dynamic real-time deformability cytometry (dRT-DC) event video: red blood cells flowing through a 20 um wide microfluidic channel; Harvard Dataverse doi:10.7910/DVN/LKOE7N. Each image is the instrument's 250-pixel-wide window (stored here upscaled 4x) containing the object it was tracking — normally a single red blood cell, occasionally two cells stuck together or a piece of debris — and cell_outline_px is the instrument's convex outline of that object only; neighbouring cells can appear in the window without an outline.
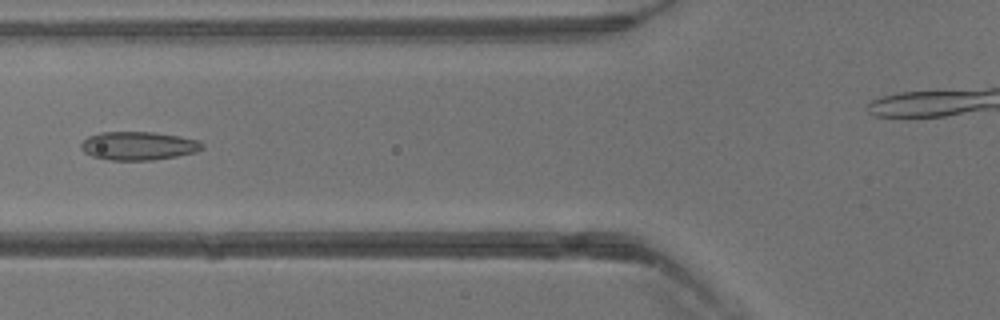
{"species": "common noctule bat (a hibernating species)", "species_latin": "Nyctalus noctula", "temperature_condition": "warm", "stored_images_in_passage": 39, "camera_frame_rate_fps": 3000, "um_per_image_px": 0.085, "animal": {"sex": "male", "body_mass_g": 13.3}, "frame": {"image": 1, "passage_image": 14, "time_ms": 4.333, "image_size_px": [1000, 320], "cell_outline_px": [[204, 148], [196, 152], [176, 156], [152, 160], [112, 160], [92, 156], [84, 152], [80, 148], [80, 144], [88, 136], [100, 132], [152, 132], [200, 140], [204, 144]], "centroid_in_image_um": [11.76, 12.39], "position_along_channel_um": 114.0, "area_um2": 20.06}}
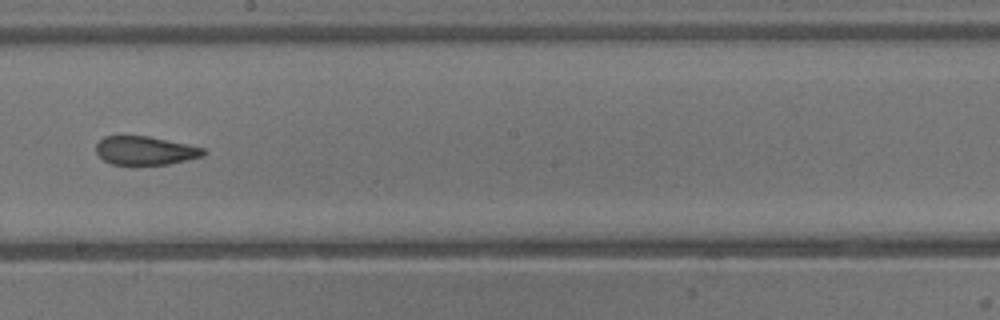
{"frame": {"image": 2, "passage_image": 21, "time_ms": 6.667, "image_size_px": [1000, 320], "cell_outline_px": [[208, 152], [204, 156], [168, 164], [112, 164], [104, 160], [96, 152], [96, 144], [104, 136], [148, 136], [204, 148]], "centroid_in_image_um": [12.35, 12.8], "position_along_channel_um": 235.8, "area_um2": 17.69}}
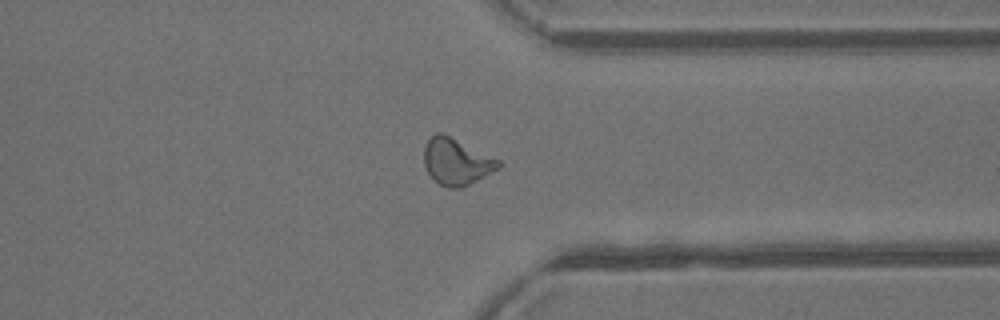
{"frame": {"image": 3, "passage_image": 29, "time_ms": 9.333, "image_size_px": [1000, 320], "cell_outline_px": [[504, 164], [500, 168], [460, 188], [448, 188], [440, 184], [428, 172], [424, 164], [424, 148], [428, 140], [436, 132], [444, 132], [500, 160]], "centroid_in_image_um": [38.81, 13.71], "position_along_channel_um": 372.6, "area_um2": 20.17}}